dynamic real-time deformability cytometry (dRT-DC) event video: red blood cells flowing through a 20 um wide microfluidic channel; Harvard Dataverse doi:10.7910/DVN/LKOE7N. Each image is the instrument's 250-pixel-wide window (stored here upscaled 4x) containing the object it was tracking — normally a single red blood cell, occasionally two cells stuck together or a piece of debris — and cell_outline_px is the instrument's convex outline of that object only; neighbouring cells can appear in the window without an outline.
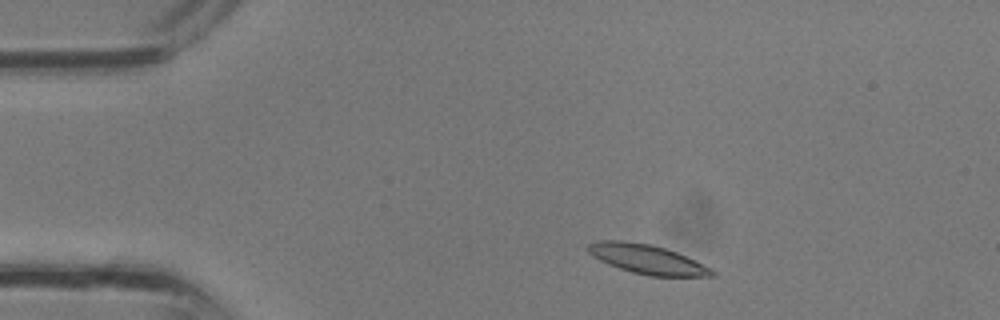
{"species": "common noctule bat (a hibernating species)", "species_latin": "Nyctalus noctula", "temperature_condition": "room temperature", "stored_images_in_passage": 33, "camera_frame_rate_fps": 3000, "um_per_image_px": 0.085, "animal": {"sex": "male", "body_mass_g": 13.3}, "frame": {"image": 1, "passage_image": 3, "time_ms": 0.667, "image_size_px": [1000, 320], "cell_outline_px": [[716, 272], [712, 276], [648, 276], [632, 272], [608, 264], [592, 256], [588, 252], [588, 244], [596, 240], [624, 240], [652, 244], [676, 252], [712, 268]], "centroid_in_image_um": [54.98, 22.02], "position_along_channel_um": 30.0, "area_um2": 21.15}}
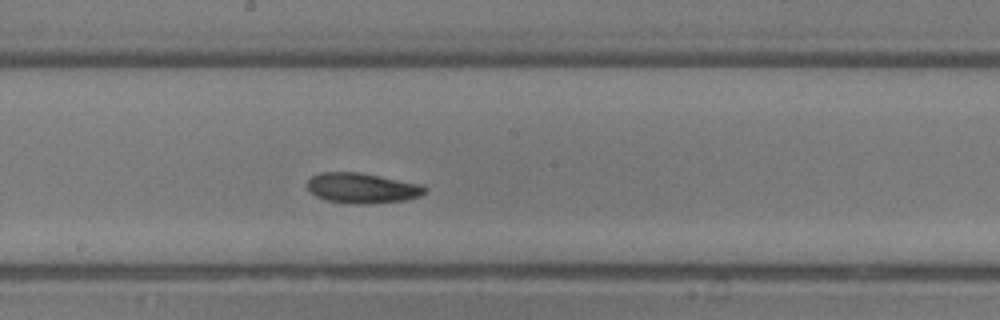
{"frame": {"image": 2, "passage_image": 16, "time_ms": 5.0, "image_size_px": [1000, 320], "cell_outline_px": [[428, 188], [420, 196], [404, 200], [372, 204], [348, 204], [324, 200], [316, 196], [308, 188], [308, 180], [312, 176], [320, 172], [360, 172], [424, 184]], "centroid_in_image_um": [30.81, 15.99], "position_along_channel_um": 217.4, "area_um2": 21.04}}
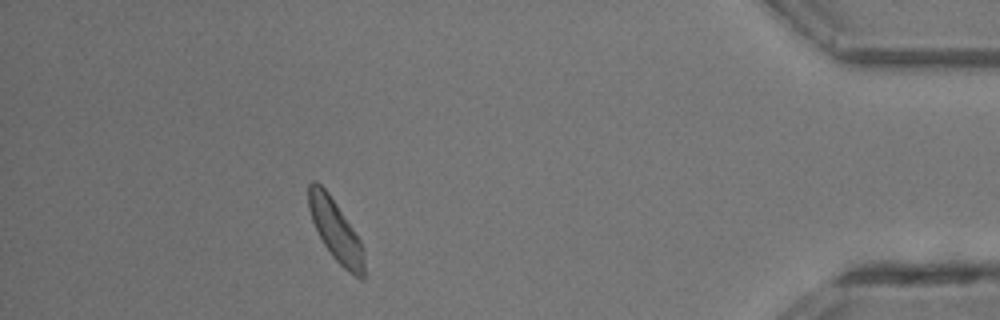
{"frame": {"image": 3, "passage_image": 29, "time_ms": 9.333, "image_size_px": [1000, 320], "cell_outline_px": [[364, 280], [360, 280], [348, 272], [332, 256], [324, 244], [312, 220], [308, 208], [308, 184], [312, 180], [316, 180], [328, 192], [360, 240], [364, 248]], "centroid_in_image_um": [28.53, 19.6], "position_along_channel_um": 406.7, "area_um2": 19.71}}